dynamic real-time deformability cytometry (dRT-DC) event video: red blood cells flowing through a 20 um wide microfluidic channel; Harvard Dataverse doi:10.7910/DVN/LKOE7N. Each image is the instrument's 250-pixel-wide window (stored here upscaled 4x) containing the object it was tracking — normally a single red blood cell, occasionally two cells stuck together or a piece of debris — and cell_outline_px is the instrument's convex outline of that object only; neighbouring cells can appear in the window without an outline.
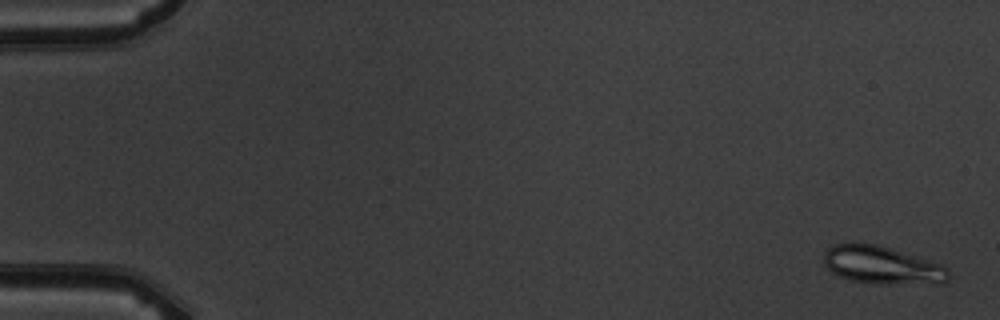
{"species": "common noctule bat (a hibernating species)", "species_latin": "Nyctalus noctula", "temperature_condition": "warm", "stored_images_in_passage": 4, "camera_frame_rate_fps": 3000, "um_per_image_px": 0.085, "animal": {"sex": "male", "body_mass_g": 19.5, "forearm_length_mm": 54.6}, "frame": {"image": 1, "passage_image": 1, "time_ms": 0.0, "image_size_px": [1000, 320], "cell_outline_px": [[948, 280], [944, 284], [880, 284], [852, 280], [840, 276], [832, 272], [824, 264], [824, 252], [832, 244], [852, 240], [876, 244], [940, 264], [948, 268]], "centroid_in_image_um": [74.94, 22.52], "position_along_channel_um": 10.1, "area_um2": 27.86}}